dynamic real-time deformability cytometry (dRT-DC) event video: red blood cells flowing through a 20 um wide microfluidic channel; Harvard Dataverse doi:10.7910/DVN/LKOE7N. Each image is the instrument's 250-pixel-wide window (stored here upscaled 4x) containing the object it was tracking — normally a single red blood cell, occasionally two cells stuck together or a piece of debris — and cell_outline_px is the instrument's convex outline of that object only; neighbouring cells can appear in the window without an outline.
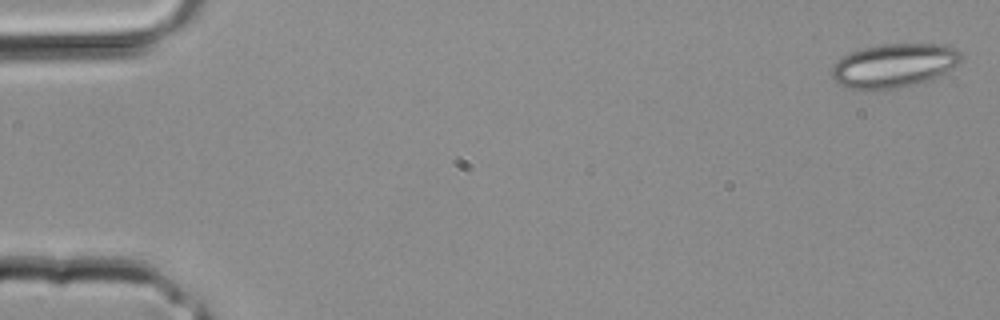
{"species": "common noctule bat (a hibernating species)", "species_latin": "Nyctalus noctula", "temperature_condition": "room temperature", "stored_images_in_passage": 2, "camera_frame_rate_fps": 3000, "um_per_image_px": 0.085, "animal": {"sex": "male", "body_mass_g": 20.4}, "frame": {"image": 1, "passage_image": 1, "time_ms": 0.0, "image_size_px": [1000, 320], "cell_outline_px": [[964, 56], [960, 64], [932, 80], [896, 88], [876, 92], [848, 88], [836, 84], [832, 76], [832, 64], [836, 60], [852, 52], [864, 48], [880, 44], [944, 44], [956, 48]], "centroid_in_image_um": [76.0, 5.59], "position_along_channel_um": 9.0, "area_um2": 33.87}}